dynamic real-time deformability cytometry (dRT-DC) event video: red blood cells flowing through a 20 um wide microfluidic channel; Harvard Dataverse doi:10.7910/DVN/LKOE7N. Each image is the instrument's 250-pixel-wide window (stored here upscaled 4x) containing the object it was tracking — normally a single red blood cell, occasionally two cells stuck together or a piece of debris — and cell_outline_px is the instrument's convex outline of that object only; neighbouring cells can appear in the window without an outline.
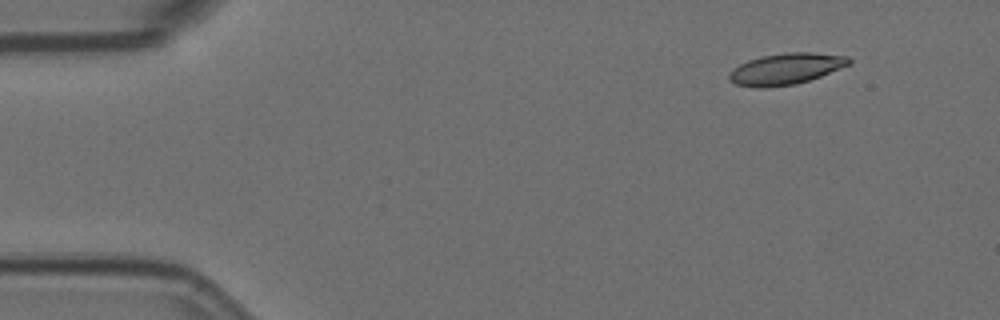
{"species": "Egyptian fruit bat (a non-hibernating species)", "species_latin": "Rousettus aegyptiacus", "temperature_condition": "room temperature", "stored_images_in_passage": 52, "camera_frame_rate_fps": 3000, "um_per_image_px": 0.085, "animal": {"sex": "female"}, "frame": {"image": 1, "passage_image": 1, "time_ms": 0.0, "image_size_px": [1000, 320], "cell_outline_px": [[852, 60], [848, 64], [820, 76], [796, 84], [764, 88], [756, 88], [736, 84], [728, 80], [728, 76], [740, 64], [748, 60], [760, 56], [788, 52], [812, 52], [848, 56]], "centroid_in_image_um": [66.78, 5.85], "position_along_channel_um": 18.2, "area_um2": 21.62}}
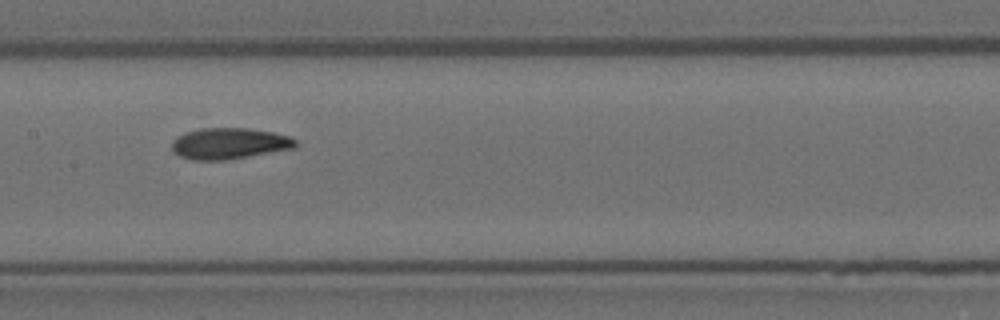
{"frame": {"image": 2, "passage_image": 23, "time_ms": 7.333, "image_size_px": [1000, 320], "cell_outline_px": [[296, 148], [224, 160], [192, 160], [180, 156], [172, 148], [172, 140], [188, 132], [204, 128], [248, 128], [272, 132], [292, 136], [296, 140]], "centroid_in_image_um": [19.54, 12.19], "position_along_channel_um": 187.9, "area_um2": 22.25}}
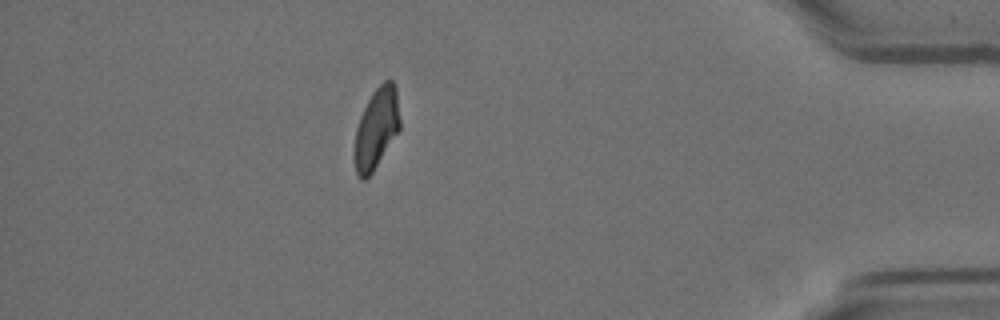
{"frame": {"image": 3, "passage_image": 45, "time_ms": 14.667, "image_size_px": [1000, 320], "cell_outline_px": [[400, 128], [372, 172], [364, 180], [360, 180], [356, 176], [352, 156], [352, 152], [356, 128], [360, 116], [372, 92], [384, 80], [392, 80], [396, 88], [400, 120]], "centroid_in_image_um": [31.94, 10.95], "position_along_channel_um": 403.3, "area_um2": 21.56}, "authors_computed_cell_mechanics": {"area_um2": 22.1374, "velocity_mm_per_s": 3.5771, "shape_relaxation_time_tau1_ms": 6.772, "shape_relaxation_time_tau2_ms": 3.3928, "deformation_change_tau1": 0.1751, "deformation_change_tau2": 0.0771}}